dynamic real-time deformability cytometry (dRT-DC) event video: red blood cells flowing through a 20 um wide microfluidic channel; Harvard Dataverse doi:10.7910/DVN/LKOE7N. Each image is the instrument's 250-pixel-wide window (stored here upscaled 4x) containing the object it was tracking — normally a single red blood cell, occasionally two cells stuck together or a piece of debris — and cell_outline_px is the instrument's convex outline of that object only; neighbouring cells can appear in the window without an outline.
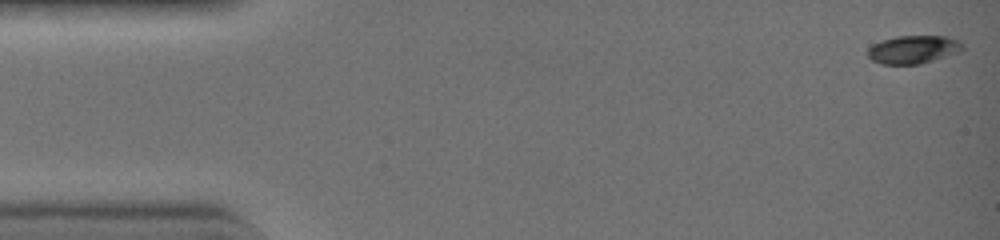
{"species": "common noctule bat (a hibernating species)", "species_latin": "Nyctalus noctula", "temperature_condition": "warm", "stored_images_in_passage": 42, "camera_frame_rate_fps": 3000, "um_per_image_px": 0.085, "animal": {"sex": "female", "body_mass_g": 19.0, "forearm_length_mm": 51.5}, "frame": {"image": 1, "passage_image": 1, "time_ms": 0.0, "image_size_px": [1000, 240], "cell_outline_px": [[964, 48], [956, 52], [920, 64], [880, 64], [872, 60], [868, 56], [868, 48], [872, 44], [896, 36], [944, 36], [956, 40], [964, 44]], "centroid_in_image_um": [77.58, 4.2], "position_along_channel_um": 7.4, "area_um2": 15.26}}
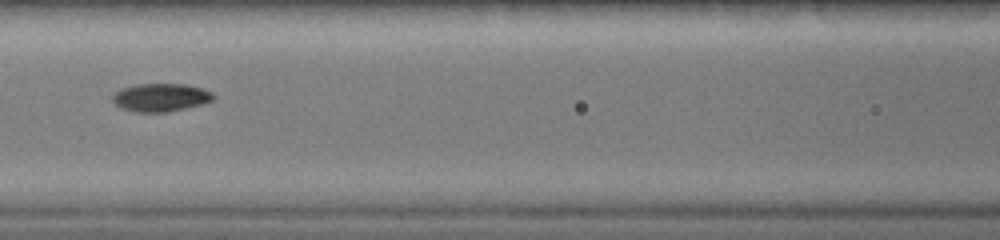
{"frame": {"image": 2, "passage_image": 19, "time_ms": 6.0, "image_size_px": [1000, 240], "cell_outline_px": [[216, 96], [212, 100], [200, 104], [164, 112], [140, 112], [124, 108], [116, 104], [112, 100], [112, 92], [136, 84], [188, 84], [204, 88], [212, 92]], "centroid_in_image_um": [13.67, 8.25], "position_along_channel_um": 152.9, "area_um2": 16.3}}
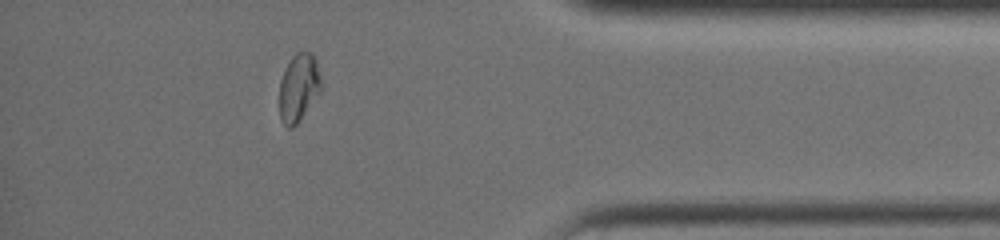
{"frame": {"image": 3, "passage_image": 37, "time_ms": 12.0, "image_size_px": [1000, 240], "cell_outline_px": [[320, 92], [296, 124], [292, 128], [288, 128], [284, 124], [280, 116], [280, 80], [292, 56], [296, 52], [312, 52], [316, 56], [320, 76]], "centroid_in_image_um": [25.4, 7.41], "position_along_channel_um": 409.8, "area_um2": 16.24}, "authors_computed_cell_mechanics": {"area_um2": 15.6638, "velocity_mm_per_s": 4.5956, "shape_relaxation_time_tau1_ms": 6.2052, "shape_relaxation_time_tau2_ms": 1.8842, "deformation_change_tau1": 0.237, "deformation_change_tau2": 0.0364}}